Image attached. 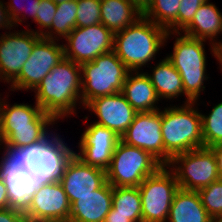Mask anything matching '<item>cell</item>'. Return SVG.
Instances as JSON below:
<instances>
[{
	"mask_svg": "<svg viewBox=\"0 0 222 222\" xmlns=\"http://www.w3.org/2000/svg\"><path fill=\"white\" fill-rule=\"evenodd\" d=\"M0 180L7 188L10 208L25 213L36 191L45 183L41 143L20 148L0 144Z\"/></svg>",
	"mask_w": 222,
	"mask_h": 222,
	"instance_id": "6da1fadb",
	"label": "cell"
},
{
	"mask_svg": "<svg viewBox=\"0 0 222 222\" xmlns=\"http://www.w3.org/2000/svg\"><path fill=\"white\" fill-rule=\"evenodd\" d=\"M81 77V65L64 57L33 91L35 102L58 123L78 116L83 107Z\"/></svg>",
	"mask_w": 222,
	"mask_h": 222,
	"instance_id": "7a4b0ae2",
	"label": "cell"
},
{
	"mask_svg": "<svg viewBox=\"0 0 222 222\" xmlns=\"http://www.w3.org/2000/svg\"><path fill=\"white\" fill-rule=\"evenodd\" d=\"M173 37V38H172ZM175 38L173 42L172 53H166L167 59L176 68L181 75L183 82V89L185 99L182 104H189L200 100L201 93L204 92L207 87L205 84L211 79L207 74V65L209 58L207 56L206 44L208 43L210 54L215 58V62L219 65V50L212 43L192 38L182 34L181 32H167L165 38V45L169 40Z\"/></svg>",
	"mask_w": 222,
	"mask_h": 222,
	"instance_id": "3957f363",
	"label": "cell"
},
{
	"mask_svg": "<svg viewBox=\"0 0 222 222\" xmlns=\"http://www.w3.org/2000/svg\"><path fill=\"white\" fill-rule=\"evenodd\" d=\"M166 34L165 28L142 15L129 27L114 33L113 51L130 71H143L157 60L165 47Z\"/></svg>",
	"mask_w": 222,
	"mask_h": 222,
	"instance_id": "277c9868",
	"label": "cell"
},
{
	"mask_svg": "<svg viewBox=\"0 0 222 222\" xmlns=\"http://www.w3.org/2000/svg\"><path fill=\"white\" fill-rule=\"evenodd\" d=\"M200 103H205L202 98L189 104L167 103L161 108L164 150L171 158L204 147Z\"/></svg>",
	"mask_w": 222,
	"mask_h": 222,
	"instance_id": "5b68a950",
	"label": "cell"
},
{
	"mask_svg": "<svg viewBox=\"0 0 222 222\" xmlns=\"http://www.w3.org/2000/svg\"><path fill=\"white\" fill-rule=\"evenodd\" d=\"M130 70L114 51L98 56L81 64L83 108L93 99L114 95L122 91L123 83Z\"/></svg>",
	"mask_w": 222,
	"mask_h": 222,
	"instance_id": "8992f818",
	"label": "cell"
},
{
	"mask_svg": "<svg viewBox=\"0 0 222 222\" xmlns=\"http://www.w3.org/2000/svg\"><path fill=\"white\" fill-rule=\"evenodd\" d=\"M162 166L149 152L120 140L106 170V180L112 187H138Z\"/></svg>",
	"mask_w": 222,
	"mask_h": 222,
	"instance_id": "52a82bcc",
	"label": "cell"
},
{
	"mask_svg": "<svg viewBox=\"0 0 222 222\" xmlns=\"http://www.w3.org/2000/svg\"><path fill=\"white\" fill-rule=\"evenodd\" d=\"M167 167L175 174L179 188L184 190L198 191L220 179L215 155L209 147L178 154Z\"/></svg>",
	"mask_w": 222,
	"mask_h": 222,
	"instance_id": "ba28073f",
	"label": "cell"
},
{
	"mask_svg": "<svg viewBox=\"0 0 222 222\" xmlns=\"http://www.w3.org/2000/svg\"><path fill=\"white\" fill-rule=\"evenodd\" d=\"M142 222H166L175 192L179 189L175 174L162 166L139 186Z\"/></svg>",
	"mask_w": 222,
	"mask_h": 222,
	"instance_id": "9c48e42d",
	"label": "cell"
},
{
	"mask_svg": "<svg viewBox=\"0 0 222 222\" xmlns=\"http://www.w3.org/2000/svg\"><path fill=\"white\" fill-rule=\"evenodd\" d=\"M64 57L62 41L41 37L34 44L31 55L21 68L20 74L9 84L8 91L14 93L29 90L32 93Z\"/></svg>",
	"mask_w": 222,
	"mask_h": 222,
	"instance_id": "30bf717a",
	"label": "cell"
},
{
	"mask_svg": "<svg viewBox=\"0 0 222 222\" xmlns=\"http://www.w3.org/2000/svg\"><path fill=\"white\" fill-rule=\"evenodd\" d=\"M62 44L65 58L81 65L113 51L114 33L102 23L76 27L62 40Z\"/></svg>",
	"mask_w": 222,
	"mask_h": 222,
	"instance_id": "8fae6325",
	"label": "cell"
},
{
	"mask_svg": "<svg viewBox=\"0 0 222 222\" xmlns=\"http://www.w3.org/2000/svg\"><path fill=\"white\" fill-rule=\"evenodd\" d=\"M2 33H0V82L9 85L20 74L34 44L42 36L27 28L11 29Z\"/></svg>",
	"mask_w": 222,
	"mask_h": 222,
	"instance_id": "7c38bea8",
	"label": "cell"
},
{
	"mask_svg": "<svg viewBox=\"0 0 222 222\" xmlns=\"http://www.w3.org/2000/svg\"><path fill=\"white\" fill-rule=\"evenodd\" d=\"M161 126V109L137 112L133 122L121 136V141L149 152L163 166H167L172 158L164 150Z\"/></svg>",
	"mask_w": 222,
	"mask_h": 222,
	"instance_id": "4fadbf2b",
	"label": "cell"
},
{
	"mask_svg": "<svg viewBox=\"0 0 222 222\" xmlns=\"http://www.w3.org/2000/svg\"><path fill=\"white\" fill-rule=\"evenodd\" d=\"M88 117L90 118L89 114L83 117L86 127L77 142L78 150L75 155L85 164L106 171L121 137L107 127L94 122L88 123Z\"/></svg>",
	"mask_w": 222,
	"mask_h": 222,
	"instance_id": "5bb4252c",
	"label": "cell"
},
{
	"mask_svg": "<svg viewBox=\"0 0 222 222\" xmlns=\"http://www.w3.org/2000/svg\"><path fill=\"white\" fill-rule=\"evenodd\" d=\"M4 93L7 95L0 93V142L16 129L53 128L55 130L56 127L58 129V121L44 112L36 102L33 103L34 105L25 102L12 104L9 92Z\"/></svg>",
	"mask_w": 222,
	"mask_h": 222,
	"instance_id": "9a60e30c",
	"label": "cell"
},
{
	"mask_svg": "<svg viewBox=\"0 0 222 222\" xmlns=\"http://www.w3.org/2000/svg\"><path fill=\"white\" fill-rule=\"evenodd\" d=\"M82 109L96 116L97 120L92 122L111 129L119 137L126 132L137 113L121 92L97 97Z\"/></svg>",
	"mask_w": 222,
	"mask_h": 222,
	"instance_id": "2e32d148",
	"label": "cell"
},
{
	"mask_svg": "<svg viewBox=\"0 0 222 222\" xmlns=\"http://www.w3.org/2000/svg\"><path fill=\"white\" fill-rule=\"evenodd\" d=\"M106 181L105 170L85 164L74 155L67 164L60 183L72 204L78 197L99 189Z\"/></svg>",
	"mask_w": 222,
	"mask_h": 222,
	"instance_id": "e0dca14e",
	"label": "cell"
},
{
	"mask_svg": "<svg viewBox=\"0 0 222 222\" xmlns=\"http://www.w3.org/2000/svg\"><path fill=\"white\" fill-rule=\"evenodd\" d=\"M71 204L60 182H45L30 200L25 218H53L69 222Z\"/></svg>",
	"mask_w": 222,
	"mask_h": 222,
	"instance_id": "ac0fdd59",
	"label": "cell"
},
{
	"mask_svg": "<svg viewBox=\"0 0 222 222\" xmlns=\"http://www.w3.org/2000/svg\"><path fill=\"white\" fill-rule=\"evenodd\" d=\"M113 187L106 181L99 189L71 204L69 222H104L112 208Z\"/></svg>",
	"mask_w": 222,
	"mask_h": 222,
	"instance_id": "d6986e66",
	"label": "cell"
},
{
	"mask_svg": "<svg viewBox=\"0 0 222 222\" xmlns=\"http://www.w3.org/2000/svg\"><path fill=\"white\" fill-rule=\"evenodd\" d=\"M55 131L41 142L42 175L45 182H60L70 159L75 155L64 137ZM66 142V143H65Z\"/></svg>",
	"mask_w": 222,
	"mask_h": 222,
	"instance_id": "ffe728a7",
	"label": "cell"
},
{
	"mask_svg": "<svg viewBox=\"0 0 222 222\" xmlns=\"http://www.w3.org/2000/svg\"><path fill=\"white\" fill-rule=\"evenodd\" d=\"M182 34L208 41L222 50V12L210 0L204 2L196 11L191 23ZM221 36V37H220Z\"/></svg>",
	"mask_w": 222,
	"mask_h": 222,
	"instance_id": "44dd1931",
	"label": "cell"
},
{
	"mask_svg": "<svg viewBox=\"0 0 222 222\" xmlns=\"http://www.w3.org/2000/svg\"><path fill=\"white\" fill-rule=\"evenodd\" d=\"M157 61L158 60L155 61V64H151L147 67L151 68L150 70L145 69L144 72L154 86L159 100L161 102L162 100L166 102L169 100L173 105L174 100L175 102L181 101L178 99L180 97L183 98L182 96L185 97L181 75L166 56H164V58L162 57V59L160 58L158 62Z\"/></svg>",
	"mask_w": 222,
	"mask_h": 222,
	"instance_id": "7402d4cb",
	"label": "cell"
},
{
	"mask_svg": "<svg viewBox=\"0 0 222 222\" xmlns=\"http://www.w3.org/2000/svg\"><path fill=\"white\" fill-rule=\"evenodd\" d=\"M121 93L137 112L157 111L163 107L160 103L164 104L144 71H130Z\"/></svg>",
	"mask_w": 222,
	"mask_h": 222,
	"instance_id": "603a6c76",
	"label": "cell"
},
{
	"mask_svg": "<svg viewBox=\"0 0 222 222\" xmlns=\"http://www.w3.org/2000/svg\"><path fill=\"white\" fill-rule=\"evenodd\" d=\"M198 191L179 188L173 197L166 222H210Z\"/></svg>",
	"mask_w": 222,
	"mask_h": 222,
	"instance_id": "cb8c5ba5",
	"label": "cell"
},
{
	"mask_svg": "<svg viewBox=\"0 0 222 222\" xmlns=\"http://www.w3.org/2000/svg\"><path fill=\"white\" fill-rule=\"evenodd\" d=\"M101 23L113 33L124 30L142 16L129 0H100Z\"/></svg>",
	"mask_w": 222,
	"mask_h": 222,
	"instance_id": "d4e9b609",
	"label": "cell"
},
{
	"mask_svg": "<svg viewBox=\"0 0 222 222\" xmlns=\"http://www.w3.org/2000/svg\"><path fill=\"white\" fill-rule=\"evenodd\" d=\"M77 9V0H68L57 4L51 28L42 37L51 40H64L76 28Z\"/></svg>",
	"mask_w": 222,
	"mask_h": 222,
	"instance_id": "484cf974",
	"label": "cell"
},
{
	"mask_svg": "<svg viewBox=\"0 0 222 222\" xmlns=\"http://www.w3.org/2000/svg\"><path fill=\"white\" fill-rule=\"evenodd\" d=\"M114 214L128 216L133 222H142V203L138 187H113Z\"/></svg>",
	"mask_w": 222,
	"mask_h": 222,
	"instance_id": "4316f807",
	"label": "cell"
},
{
	"mask_svg": "<svg viewBox=\"0 0 222 222\" xmlns=\"http://www.w3.org/2000/svg\"><path fill=\"white\" fill-rule=\"evenodd\" d=\"M181 0H153L142 14L167 32H178V9Z\"/></svg>",
	"mask_w": 222,
	"mask_h": 222,
	"instance_id": "83f0119b",
	"label": "cell"
},
{
	"mask_svg": "<svg viewBox=\"0 0 222 222\" xmlns=\"http://www.w3.org/2000/svg\"><path fill=\"white\" fill-rule=\"evenodd\" d=\"M202 135L204 147L222 143V101L211 107L209 113H202Z\"/></svg>",
	"mask_w": 222,
	"mask_h": 222,
	"instance_id": "f1b7e54d",
	"label": "cell"
},
{
	"mask_svg": "<svg viewBox=\"0 0 222 222\" xmlns=\"http://www.w3.org/2000/svg\"><path fill=\"white\" fill-rule=\"evenodd\" d=\"M54 130L52 128H23L10 132L0 144L7 147L20 148L45 141Z\"/></svg>",
	"mask_w": 222,
	"mask_h": 222,
	"instance_id": "f546056e",
	"label": "cell"
},
{
	"mask_svg": "<svg viewBox=\"0 0 222 222\" xmlns=\"http://www.w3.org/2000/svg\"><path fill=\"white\" fill-rule=\"evenodd\" d=\"M39 3L40 0H8V2L5 1L8 15L13 22L15 29L16 27L18 28L21 24L26 26L25 28L29 29L30 24L27 20L29 17L30 19H32V23L36 20V16H38ZM25 21L27 22V25L23 24L25 23Z\"/></svg>",
	"mask_w": 222,
	"mask_h": 222,
	"instance_id": "4dcf8cb0",
	"label": "cell"
},
{
	"mask_svg": "<svg viewBox=\"0 0 222 222\" xmlns=\"http://www.w3.org/2000/svg\"><path fill=\"white\" fill-rule=\"evenodd\" d=\"M202 205L213 217H222V179L198 190Z\"/></svg>",
	"mask_w": 222,
	"mask_h": 222,
	"instance_id": "1f68e13d",
	"label": "cell"
},
{
	"mask_svg": "<svg viewBox=\"0 0 222 222\" xmlns=\"http://www.w3.org/2000/svg\"><path fill=\"white\" fill-rule=\"evenodd\" d=\"M76 27H88L101 23L100 0H77Z\"/></svg>",
	"mask_w": 222,
	"mask_h": 222,
	"instance_id": "d6a6232c",
	"label": "cell"
},
{
	"mask_svg": "<svg viewBox=\"0 0 222 222\" xmlns=\"http://www.w3.org/2000/svg\"><path fill=\"white\" fill-rule=\"evenodd\" d=\"M57 10V4L52 0H40L38 16H36L35 26L38 29H30L36 34L43 36L50 28Z\"/></svg>",
	"mask_w": 222,
	"mask_h": 222,
	"instance_id": "836d02e7",
	"label": "cell"
},
{
	"mask_svg": "<svg viewBox=\"0 0 222 222\" xmlns=\"http://www.w3.org/2000/svg\"><path fill=\"white\" fill-rule=\"evenodd\" d=\"M208 0H181L178 9V32H182L192 21L198 8Z\"/></svg>",
	"mask_w": 222,
	"mask_h": 222,
	"instance_id": "e575fe53",
	"label": "cell"
},
{
	"mask_svg": "<svg viewBox=\"0 0 222 222\" xmlns=\"http://www.w3.org/2000/svg\"><path fill=\"white\" fill-rule=\"evenodd\" d=\"M0 222H25V215L9 207L0 210Z\"/></svg>",
	"mask_w": 222,
	"mask_h": 222,
	"instance_id": "d590c367",
	"label": "cell"
},
{
	"mask_svg": "<svg viewBox=\"0 0 222 222\" xmlns=\"http://www.w3.org/2000/svg\"><path fill=\"white\" fill-rule=\"evenodd\" d=\"M0 29L4 31L6 30V32L15 29L13 22L8 15L4 0H0Z\"/></svg>",
	"mask_w": 222,
	"mask_h": 222,
	"instance_id": "8d00e7d4",
	"label": "cell"
},
{
	"mask_svg": "<svg viewBox=\"0 0 222 222\" xmlns=\"http://www.w3.org/2000/svg\"><path fill=\"white\" fill-rule=\"evenodd\" d=\"M209 148L213 151L215 155L218 174L220 179H222V143Z\"/></svg>",
	"mask_w": 222,
	"mask_h": 222,
	"instance_id": "74e56055",
	"label": "cell"
},
{
	"mask_svg": "<svg viewBox=\"0 0 222 222\" xmlns=\"http://www.w3.org/2000/svg\"><path fill=\"white\" fill-rule=\"evenodd\" d=\"M10 207L7 195V188L2 180H0V210Z\"/></svg>",
	"mask_w": 222,
	"mask_h": 222,
	"instance_id": "f35d334b",
	"label": "cell"
},
{
	"mask_svg": "<svg viewBox=\"0 0 222 222\" xmlns=\"http://www.w3.org/2000/svg\"><path fill=\"white\" fill-rule=\"evenodd\" d=\"M104 222H133L128 219V216L122 214H114V208L112 207L109 213L107 214Z\"/></svg>",
	"mask_w": 222,
	"mask_h": 222,
	"instance_id": "ab89813d",
	"label": "cell"
},
{
	"mask_svg": "<svg viewBox=\"0 0 222 222\" xmlns=\"http://www.w3.org/2000/svg\"><path fill=\"white\" fill-rule=\"evenodd\" d=\"M143 14L153 0H129Z\"/></svg>",
	"mask_w": 222,
	"mask_h": 222,
	"instance_id": "60d3db41",
	"label": "cell"
},
{
	"mask_svg": "<svg viewBox=\"0 0 222 222\" xmlns=\"http://www.w3.org/2000/svg\"><path fill=\"white\" fill-rule=\"evenodd\" d=\"M25 222H62L53 218H25Z\"/></svg>",
	"mask_w": 222,
	"mask_h": 222,
	"instance_id": "b9f144b4",
	"label": "cell"
},
{
	"mask_svg": "<svg viewBox=\"0 0 222 222\" xmlns=\"http://www.w3.org/2000/svg\"><path fill=\"white\" fill-rule=\"evenodd\" d=\"M217 69H219L220 72H222V50L219 51V66Z\"/></svg>",
	"mask_w": 222,
	"mask_h": 222,
	"instance_id": "7bdbcfd3",
	"label": "cell"
},
{
	"mask_svg": "<svg viewBox=\"0 0 222 222\" xmlns=\"http://www.w3.org/2000/svg\"><path fill=\"white\" fill-rule=\"evenodd\" d=\"M210 222H222V217H213Z\"/></svg>",
	"mask_w": 222,
	"mask_h": 222,
	"instance_id": "ee69618b",
	"label": "cell"
},
{
	"mask_svg": "<svg viewBox=\"0 0 222 222\" xmlns=\"http://www.w3.org/2000/svg\"><path fill=\"white\" fill-rule=\"evenodd\" d=\"M54 3L59 4L68 0H52Z\"/></svg>",
	"mask_w": 222,
	"mask_h": 222,
	"instance_id": "f6af8a7d",
	"label": "cell"
}]
</instances>
